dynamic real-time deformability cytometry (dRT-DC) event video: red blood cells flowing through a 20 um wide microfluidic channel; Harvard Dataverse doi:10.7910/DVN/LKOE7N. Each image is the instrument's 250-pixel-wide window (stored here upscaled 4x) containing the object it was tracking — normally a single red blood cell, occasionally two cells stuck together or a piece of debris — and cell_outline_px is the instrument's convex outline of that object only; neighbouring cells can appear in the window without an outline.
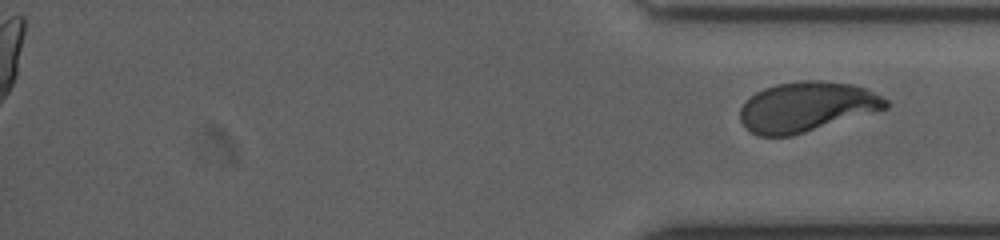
{"species": "human", "species_latin": "Homo sapiens", "temperature_condition": "cold", "stored_images_in_passage": 23, "segment_of_instrument_passage": [2, 2], "camera_frame_rate_fps": 3000, "um_per_image_px": 0.085, "donor": {"sex": "female"}, "frame": {"image": 1, "passage_image": 23, "time_ms": 11.667, "image_size_px": [1000, 240], "cell_outline_px": [[888, 108], [792, 136], [760, 136], [752, 132], [740, 120], [740, 108], [756, 92], [764, 88], [776, 84], [800, 80], [820, 80], [852, 84], [864, 88], [888, 100]], "centroid_in_image_um": [68.56, 9.07], "position_along_channel_um": 366.6, "area_um2": 42.02}}